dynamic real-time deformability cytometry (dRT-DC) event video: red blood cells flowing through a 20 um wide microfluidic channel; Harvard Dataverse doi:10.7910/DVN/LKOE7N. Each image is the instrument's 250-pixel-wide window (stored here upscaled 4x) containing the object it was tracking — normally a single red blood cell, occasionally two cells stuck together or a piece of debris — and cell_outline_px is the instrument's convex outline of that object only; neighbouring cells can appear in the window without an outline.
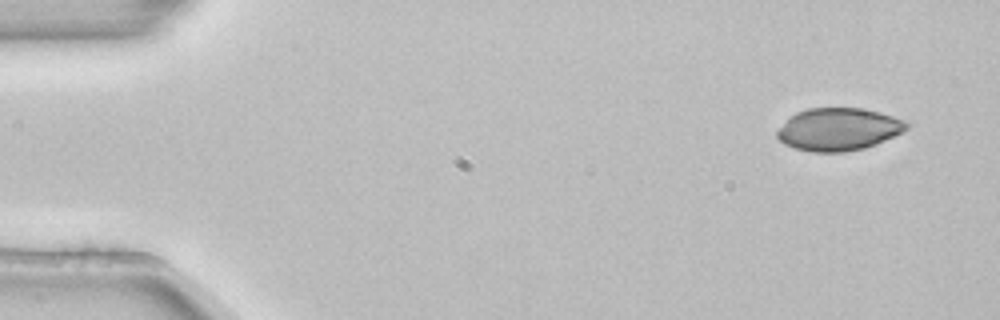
{"species": "common noctule bat (a hibernating species)", "species_latin": "Nyctalus noctula", "temperature_condition": "room temperature", "stored_images_in_passage": 3, "camera_frame_rate_fps": 3000, "um_per_image_px": 0.085, "animal": {"sex": "female", "body_mass_g": 22.7, "forearm_length_mm": 54.2}, "frame": {"image": 1, "passage_image": 1, "time_ms": 0.0, "image_size_px": [1000, 320], "cell_outline_px": [[912, 124], [904, 132], [876, 144], [864, 148], [844, 152], [812, 152], [796, 148], [784, 144], [776, 136], [776, 132], [788, 116], [796, 112], [808, 108], [860, 108], [880, 112], [908, 120]], "centroid_in_image_um": [71.31, 10.98], "position_along_channel_um": 13.7, "area_um2": 32.54}}